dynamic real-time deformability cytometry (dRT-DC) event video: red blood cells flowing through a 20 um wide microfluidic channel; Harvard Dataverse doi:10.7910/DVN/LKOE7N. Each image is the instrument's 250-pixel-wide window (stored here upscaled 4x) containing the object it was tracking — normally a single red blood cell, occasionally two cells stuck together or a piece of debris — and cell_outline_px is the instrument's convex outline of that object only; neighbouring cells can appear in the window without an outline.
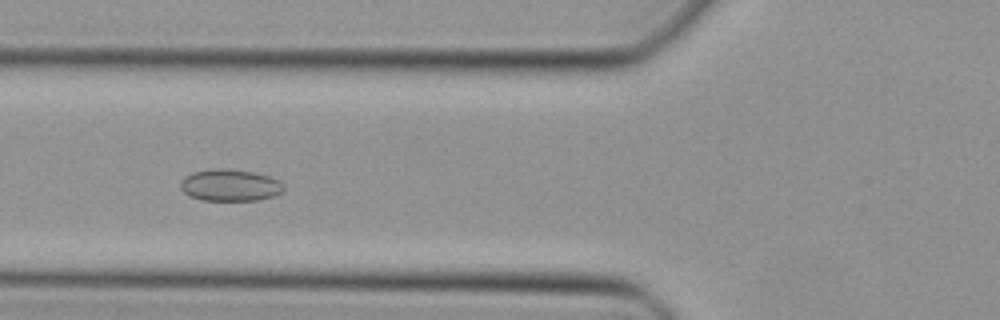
{"species": "Egyptian fruit bat (a non-hibernating species)", "species_latin": "Rousettus aegyptiacus", "temperature_condition": "cold", "stored_images_in_passage": 41, "camera_frame_rate_fps": 3000, "um_per_image_px": 0.085, "animal": {"sex": "female"}, "frame": {"image": 1, "passage_image": 16, "time_ms": 5.0, "image_size_px": [1000, 320], "cell_outline_px": [[284, 188], [280, 192], [272, 196], [256, 200], [204, 200], [188, 196], [180, 188], [180, 180], [184, 176], [192, 172], [216, 168], [220, 168], [252, 172], [268, 176], [280, 180], [284, 184]], "centroid_in_image_um": [19.51, 15.74], "position_along_channel_um": 106.3, "area_um2": 19.07}}
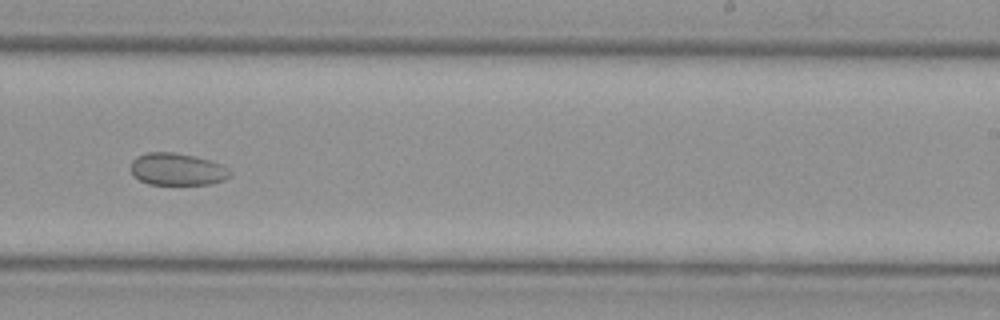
{"frame": {"image": 2, "passage_image": 28, "time_ms": 9.0, "image_size_px": [1000, 320], "cell_outline_px": [[232, 176], [224, 180], [212, 184], [148, 184], [140, 180], [132, 172], [132, 160], [136, 156], [148, 152], [172, 152], [196, 156], [212, 160], [228, 168], [232, 172]], "centroid_in_image_um": [15.12, 14.38], "position_along_channel_um": 273.9, "area_um2": 18.73}}
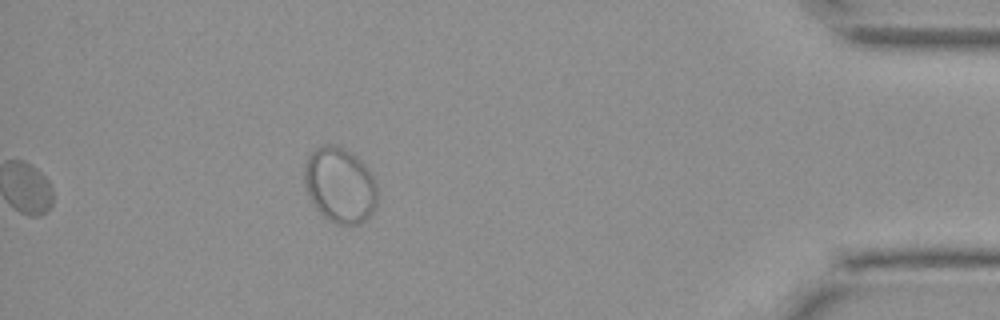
{"frame": {"image": 3, "passage_image": 41, "time_ms": 13.333, "image_size_px": [1000, 320], "cell_outline_px": [[380, 196], [372, 216], [368, 220], [360, 224], [336, 224], [328, 220], [312, 204], [308, 196], [304, 184], [304, 164], [308, 156], [316, 148], [324, 144], [336, 144], [344, 148], [356, 156], [364, 164], [372, 176], [380, 192]], "centroid_in_image_um": [28.91, 15.76], "position_along_channel_um": 406.3, "area_um2": 32.83}}